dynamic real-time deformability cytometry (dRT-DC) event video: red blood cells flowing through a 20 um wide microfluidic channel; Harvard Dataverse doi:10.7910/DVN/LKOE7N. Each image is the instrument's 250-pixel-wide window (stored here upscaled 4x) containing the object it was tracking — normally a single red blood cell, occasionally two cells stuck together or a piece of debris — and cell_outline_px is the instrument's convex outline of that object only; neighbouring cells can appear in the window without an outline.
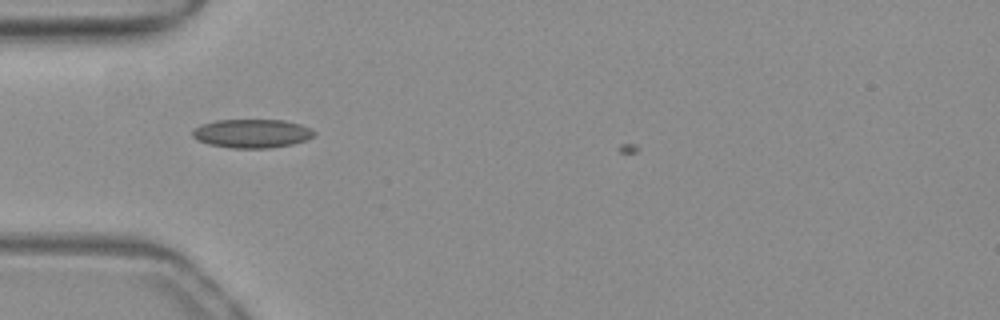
{"species": "common noctule bat (a hibernating species)", "species_latin": "Nyctalus noctula", "temperature_condition": "warm", "stored_images_in_passage": 5, "camera_frame_rate_fps": 3000, "um_per_image_px": 0.085, "animal": {"sex": "female", "body_mass_g": 19.3, "forearm_length_mm": 54.1}, "frame": {"image": 1, "passage_image": 2, "time_ms": 0.333, "image_size_px": [1000, 320], "cell_outline_px": [[316, 136], [292, 144], [272, 148], [232, 148], [208, 144], [196, 140], [192, 136], [192, 132], [200, 124], [216, 120], [284, 120], [300, 124], [312, 128], [316, 132]], "centroid_in_image_um": [21.43, 11.34], "position_along_channel_um": 63.6, "area_um2": 20.52}}